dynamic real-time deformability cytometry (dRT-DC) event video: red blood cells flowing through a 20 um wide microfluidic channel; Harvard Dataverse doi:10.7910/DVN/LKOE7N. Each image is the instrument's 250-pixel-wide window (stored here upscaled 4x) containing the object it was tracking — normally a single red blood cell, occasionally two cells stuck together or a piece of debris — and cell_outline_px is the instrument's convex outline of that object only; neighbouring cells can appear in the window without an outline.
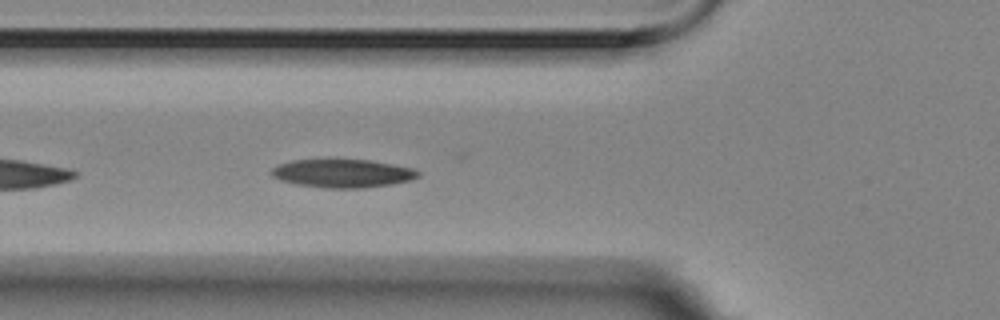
{"species": "Egyptian fruit bat (a non-hibernating species)", "species_latin": "Rousettus aegyptiacus", "temperature_condition": "room temperature", "stored_images_in_passage": 30, "camera_frame_rate_fps": 3000, "um_per_image_px": 0.085, "animal": {"sex": "female"}, "frame": {"image": 1, "passage_image": 5, "time_ms": 1.333, "image_size_px": [1000, 320], "cell_outline_px": [[420, 176], [408, 180], [388, 184], [360, 188], [328, 188], [296, 184], [280, 180], [272, 176], [272, 168], [280, 164], [292, 160], [368, 160], [392, 164], [412, 168], [420, 172]], "centroid_in_image_um": [29.1, 14.73], "position_along_channel_um": 96.7, "area_um2": 23.76}}
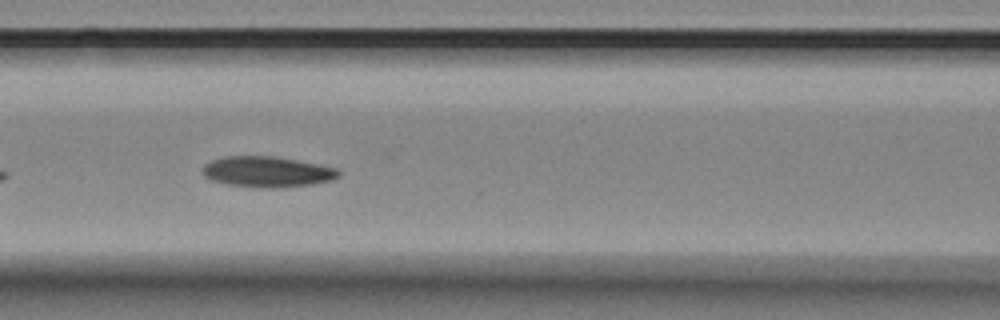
{"frame": {"image": 2, "passage_image": 9, "time_ms": 2.667, "image_size_px": [1000, 320], "cell_outline_px": [[340, 176], [332, 180], [312, 184], [276, 188], [272, 188], [228, 184], [212, 180], [204, 176], [200, 172], [204, 164], [212, 160], [224, 156], [272, 156], [296, 160], [336, 168], [340, 172]], "centroid_in_image_um": [22.68, 14.59], "position_along_channel_um": 143.9, "area_um2": 24.16}}
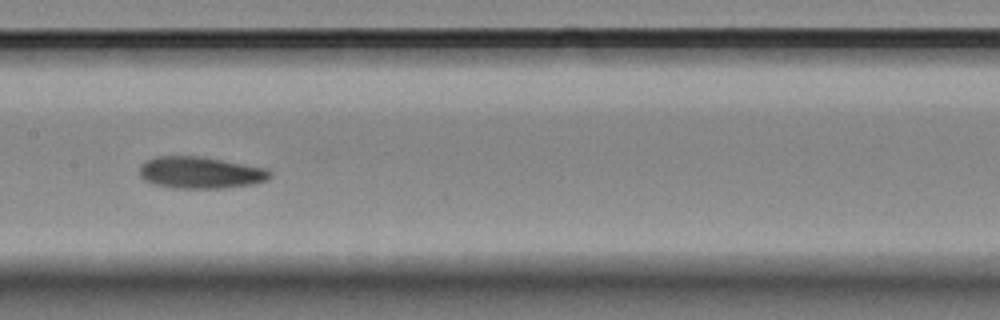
{"frame": {"image": 3, "passage_image": 13, "time_ms": 4.0, "image_size_px": [1000, 320], "cell_outline_px": [[272, 176], [264, 180], [252, 184], [224, 188], [172, 188], [152, 184], [144, 180], [140, 176], [140, 164], [144, 160], [156, 156], [204, 156], [268, 168], [272, 172]], "centroid_in_image_um": [17.01, 14.66], "position_along_channel_um": 190.4, "area_um2": 24.57}, "authors_computed_cell_mechanics": {"area_um2": 23.0911, "velocity_mm_per_s": 3.5058, "shape_relaxation_time_tau1_ms": 4.959, "shape_relaxation_time_tau2_ms": 4.2935, "deformation_change_tau1": 0.1633, "deformation_change_tau2": 0.0978}}